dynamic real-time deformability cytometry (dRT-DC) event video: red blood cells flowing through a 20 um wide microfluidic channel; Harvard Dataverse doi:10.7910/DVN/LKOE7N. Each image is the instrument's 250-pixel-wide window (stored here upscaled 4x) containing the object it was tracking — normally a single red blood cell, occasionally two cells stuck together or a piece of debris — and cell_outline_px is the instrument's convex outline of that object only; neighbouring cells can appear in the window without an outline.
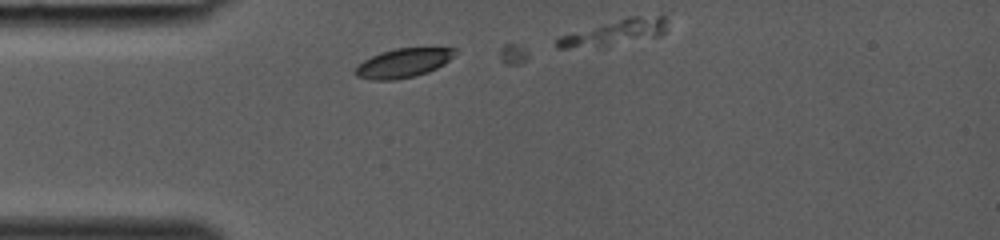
{"species": "common noctule bat (a hibernating species)", "species_latin": "Nyctalus noctula", "temperature_condition": "room temperature", "stored_images_in_passage": 4, "camera_frame_rate_fps": 3000, "um_per_image_px": 0.085, "animal": {"sex": "female", "body_mass_g": 19.0, "forearm_length_mm": 53.3}, "frame": {"image": 1, "passage_image": 1, "time_ms": 0.0, "image_size_px": [1000, 240], "cell_outline_px": [[456, 52], [444, 64], [428, 72], [412, 76], [392, 80], [372, 80], [356, 76], [356, 68], [364, 60], [380, 52], [396, 48], [456, 48]], "centroid_in_image_um": [34.27, 5.35], "position_along_channel_um": 50.7, "area_um2": 16.53}}